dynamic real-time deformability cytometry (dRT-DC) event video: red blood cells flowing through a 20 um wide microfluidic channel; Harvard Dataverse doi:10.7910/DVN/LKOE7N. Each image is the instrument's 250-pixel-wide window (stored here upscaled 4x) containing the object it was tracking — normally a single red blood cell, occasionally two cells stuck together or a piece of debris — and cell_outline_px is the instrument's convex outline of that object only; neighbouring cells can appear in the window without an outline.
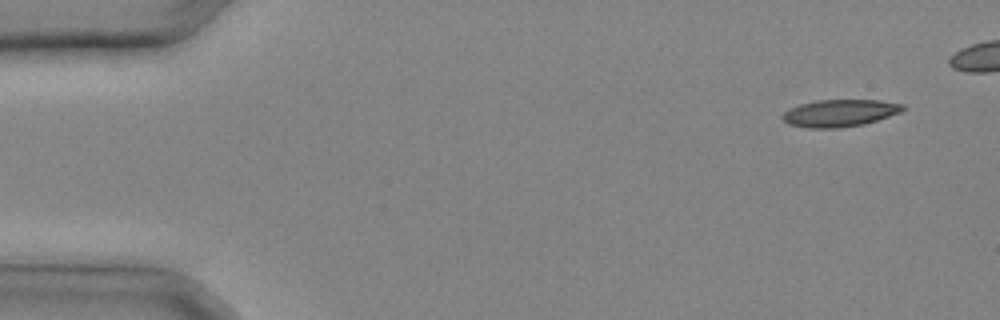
{"species": "common noctule bat (a hibernating species)", "species_latin": "Nyctalus noctula", "temperature_condition": "cold", "stored_images_in_passage": 26, "camera_frame_rate_fps": 3000, "um_per_image_px": 0.085, "animal": {"sex": "male", "body_mass_g": 20.4}, "frame": {"image": 1, "passage_image": 1, "time_ms": 0.0, "image_size_px": [1000, 320], "cell_outline_px": [[904, 108], [900, 112], [864, 124], [836, 128], [808, 128], [788, 124], [780, 116], [784, 112], [800, 104], [816, 100], [880, 100], [904, 104]], "centroid_in_image_um": [71.36, 9.61], "position_along_channel_um": 13.6, "area_um2": 18.9}}
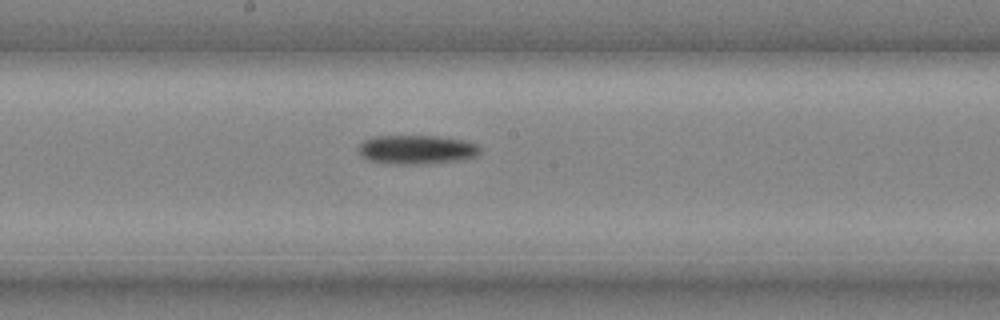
{"frame": {"image": 2, "passage_image": 16, "time_ms": 5.0, "image_size_px": [1000, 320], "cell_outline_px": [[480, 156], [464, 160], [424, 164], [384, 164], [368, 160], [360, 156], [356, 148], [364, 140], [372, 136], [440, 136], [464, 140], [476, 144], [480, 148]], "centroid_in_image_um": [35.4, 12.73], "position_along_channel_um": 212.8, "area_um2": 21.15}}
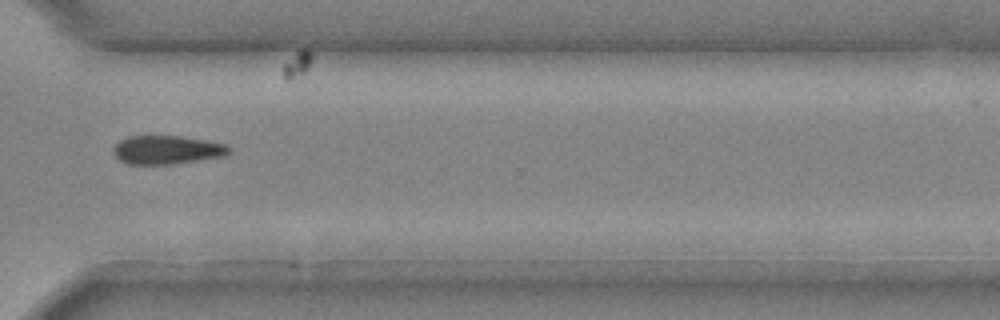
{"frame": {"image": 3, "passage_image": 23, "time_ms": 7.333, "image_size_px": [1000, 320], "cell_outline_px": [[232, 148], [228, 156], [172, 164], [128, 164], [120, 160], [116, 156], [112, 148], [120, 140], [128, 136], [180, 136], [228, 144]], "centroid_in_image_um": [14.24, 12.74], "position_along_channel_um": 356.4, "area_um2": 19.42}}